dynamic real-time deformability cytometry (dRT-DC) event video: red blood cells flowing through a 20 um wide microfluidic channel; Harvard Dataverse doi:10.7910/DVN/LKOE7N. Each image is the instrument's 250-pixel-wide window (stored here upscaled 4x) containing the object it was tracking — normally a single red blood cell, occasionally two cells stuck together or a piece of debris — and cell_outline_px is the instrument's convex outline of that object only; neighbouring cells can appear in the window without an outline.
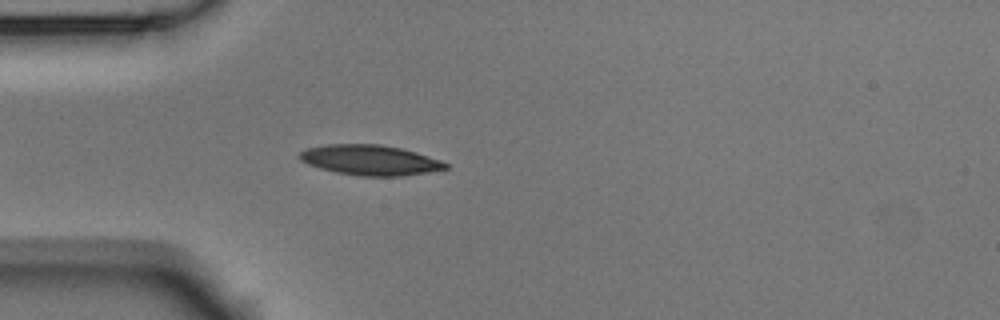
{"species": "Egyptian fruit bat (a non-hibernating species)", "species_latin": "Rousettus aegyptiacus", "temperature_condition": "room temperature", "stored_images_in_passage": 5, "camera_frame_rate_fps": 3000, "um_per_image_px": 0.085, "animal": {"sex": "male"}, "frame": {"image": 1, "passage_image": 5, "time_ms": 1.333, "image_size_px": [1000, 320], "cell_outline_px": [[448, 168], [428, 172], [404, 176], [360, 176], [336, 172], [320, 168], [308, 164], [300, 160], [296, 156], [300, 152], [308, 148], [328, 144], [380, 144], [400, 148], [416, 152], [440, 160], [448, 164]], "centroid_in_image_um": [31.44, 13.61], "position_along_channel_um": 53.6, "area_um2": 25.66}}